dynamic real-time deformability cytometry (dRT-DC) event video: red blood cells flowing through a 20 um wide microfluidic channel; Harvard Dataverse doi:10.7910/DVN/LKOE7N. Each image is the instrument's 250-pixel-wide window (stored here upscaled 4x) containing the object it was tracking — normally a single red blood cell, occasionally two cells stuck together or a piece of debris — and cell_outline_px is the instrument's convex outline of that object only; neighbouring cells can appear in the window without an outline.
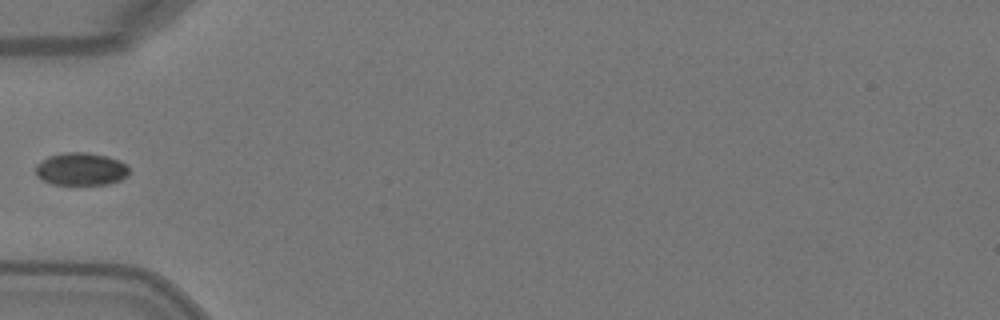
{"species": "Egyptian fruit bat (a non-hibernating species)", "species_latin": "Rousettus aegyptiacus", "temperature_condition": "warm", "stored_images_in_passage": 5, "camera_frame_rate_fps": 3000, "um_per_image_px": 0.085, "animal": {"sex": "female"}, "frame": {"image": 1, "passage_image": 5, "time_ms": 1.333, "image_size_px": [1000, 320], "cell_outline_px": [[128, 176], [120, 180], [108, 184], [52, 184], [36, 176], [36, 164], [48, 156], [64, 152], [88, 152], [108, 156], [120, 160], [128, 168]], "centroid_in_image_um": [6.88, 14.36], "position_along_channel_um": 78.1, "area_um2": 17.86}}